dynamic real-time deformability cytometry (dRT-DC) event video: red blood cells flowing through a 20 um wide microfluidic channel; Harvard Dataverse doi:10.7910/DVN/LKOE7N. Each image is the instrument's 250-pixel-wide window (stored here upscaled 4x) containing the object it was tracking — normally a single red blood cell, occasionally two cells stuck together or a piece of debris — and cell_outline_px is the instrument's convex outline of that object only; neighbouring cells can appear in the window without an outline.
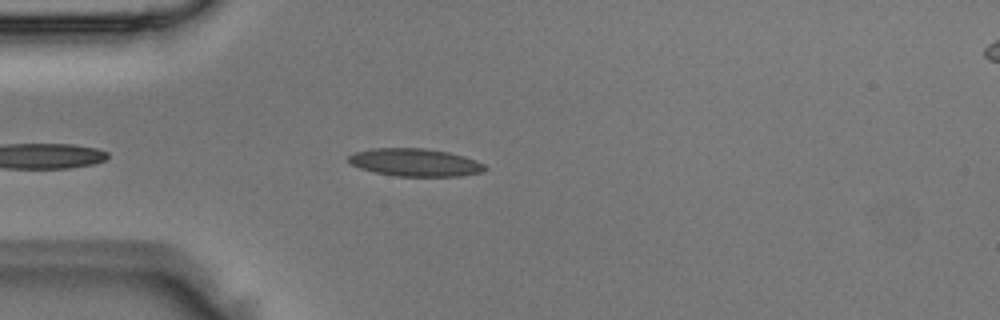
{"species": "Egyptian fruit bat (a non-hibernating species)", "species_latin": "Rousettus aegyptiacus", "temperature_condition": "room temperature", "stored_images_in_passage": 4, "camera_frame_rate_fps": 3000, "um_per_image_px": 0.085, "animal": {"sex": "male"}, "frame": {"image": 1, "passage_image": 4, "time_ms": 1.0, "image_size_px": [1000, 320], "cell_outline_px": [[488, 168], [480, 172], [460, 176], [396, 176], [372, 172], [360, 168], [352, 164], [348, 160], [348, 156], [356, 152], [372, 148], [424, 148], [448, 152], [464, 156], [476, 160], [484, 164]], "centroid_in_image_um": [35.28, 13.81], "position_along_channel_um": 49.7, "area_um2": 22.02}}